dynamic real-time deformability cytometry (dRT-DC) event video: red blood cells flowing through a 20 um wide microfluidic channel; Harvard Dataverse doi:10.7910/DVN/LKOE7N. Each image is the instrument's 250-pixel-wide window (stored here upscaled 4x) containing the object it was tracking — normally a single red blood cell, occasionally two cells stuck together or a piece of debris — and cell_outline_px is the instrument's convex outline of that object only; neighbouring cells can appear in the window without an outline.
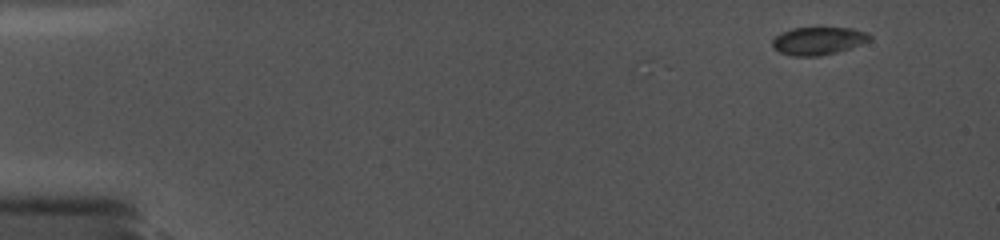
{"species": "common noctule bat (a hibernating species)", "species_latin": "Nyctalus noctula", "temperature_condition": "cold", "stored_images_in_passage": 2, "camera_frame_rate_fps": 5000, "um_per_image_px": 0.085, "animal": {"sex": "female", "body_mass_g": 19.0, "forearm_length_mm": 56.7}, "frame": {"image": 1, "passage_image": 2, "time_ms": 0.4, "image_size_px": [1000, 240], "cell_outline_px": [[872, 40], [836, 52], [820, 56], [792, 56], [780, 52], [772, 48], [772, 40], [780, 32], [792, 28], [852, 28], [868, 32], [872, 36]], "centroid_in_image_um": [69.54, 3.47], "position_along_channel_um": 15.5, "area_um2": 15.84}}